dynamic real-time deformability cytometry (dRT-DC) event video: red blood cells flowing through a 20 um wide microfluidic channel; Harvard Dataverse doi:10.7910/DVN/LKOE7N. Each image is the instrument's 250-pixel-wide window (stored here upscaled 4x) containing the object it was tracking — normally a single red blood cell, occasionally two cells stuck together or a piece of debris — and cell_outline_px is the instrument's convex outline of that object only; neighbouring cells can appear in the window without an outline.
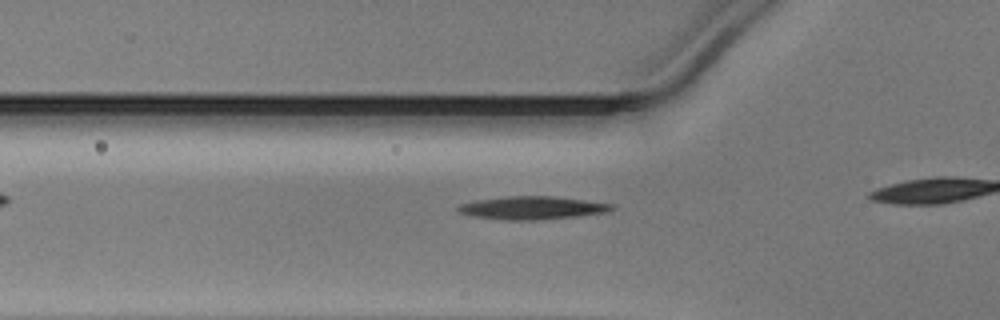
{"species": "Egyptian fruit bat (a non-hibernating species)", "species_latin": "Rousettus aegyptiacus", "temperature_condition": "warm", "stored_images_in_passage": 8, "camera_frame_rate_fps": 3000, "um_per_image_px": 0.085, "animal": {"sex": "male"}, "frame": {"image": 1, "passage_image": 3, "time_ms": 0.667, "image_size_px": [1000, 320], "cell_outline_px": [[616, 208], [608, 212], [576, 216], [536, 220], [508, 220], [472, 216], [460, 212], [456, 208], [460, 204], [476, 200], [508, 196], [552, 196], [616, 204]], "centroid_in_image_um": [45.28, 17.66], "position_along_channel_um": 80.5, "area_um2": 20.58}}
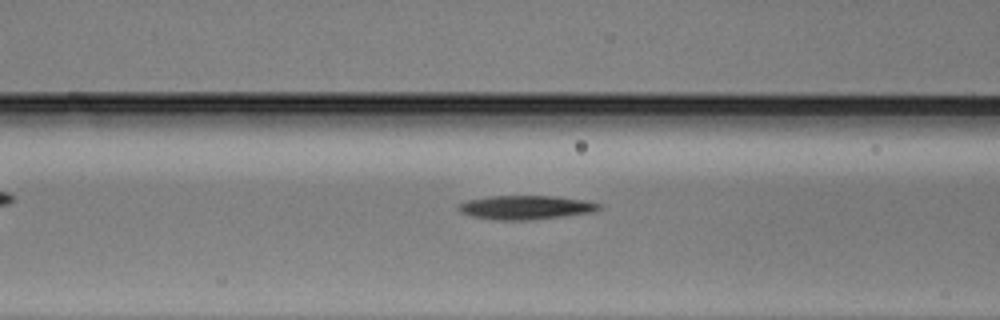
{"frame": {"image": 2, "passage_image": 6, "time_ms": 1.667, "image_size_px": [1000, 320], "cell_outline_px": [[604, 208], [592, 212], [560, 216], [524, 220], [496, 220], [472, 216], [460, 212], [460, 204], [468, 200], [488, 196], [556, 196], [584, 200], [604, 204]], "centroid_in_image_um": [44.75, 17.62], "position_along_channel_um": 121.9, "area_um2": 19.42}}